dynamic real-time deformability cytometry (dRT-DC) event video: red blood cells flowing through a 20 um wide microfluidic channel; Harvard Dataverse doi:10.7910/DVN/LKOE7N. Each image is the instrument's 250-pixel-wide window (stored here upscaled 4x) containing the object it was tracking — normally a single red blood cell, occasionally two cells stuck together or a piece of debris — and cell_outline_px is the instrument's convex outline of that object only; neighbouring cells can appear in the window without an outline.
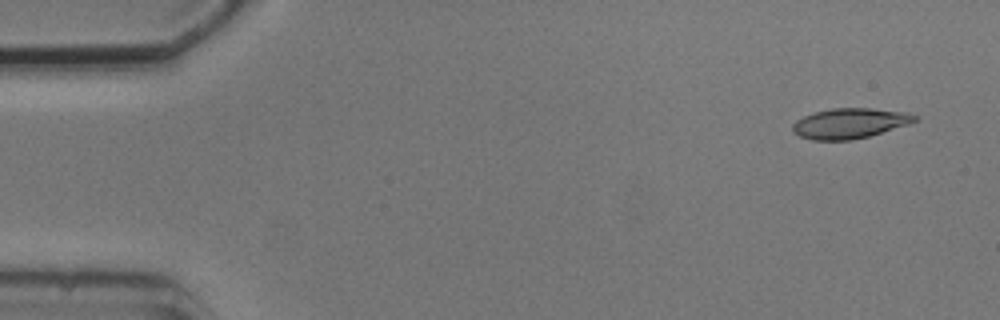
{"species": "common noctule bat (a hibernating species)", "species_latin": "Nyctalus noctula", "temperature_condition": "cold", "stored_images_in_passage": 5, "camera_frame_rate_fps": 3000, "um_per_image_px": 0.085, "animal": {"sex": "male", "body_mass_g": 20.5, "forearm_length_mm": 52.5}, "frame": {"image": 1, "passage_image": 1, "time_ms": 0.0, "image_size_px": [1000, 320], "cell_outline_px": [[916, 120], [908, 124], [868, 136], [852, 140], [812, 140], [800, 136], [792, 132], [792, 124], [796, 120], [804, 116], [816, 112], [832, 108], [872, 108], [908, 112], [916, 116]], "centroid_in_image_um": [72.2, 10.48], "position_along_channel_um": 12.8, "area_um2": 21.39}}
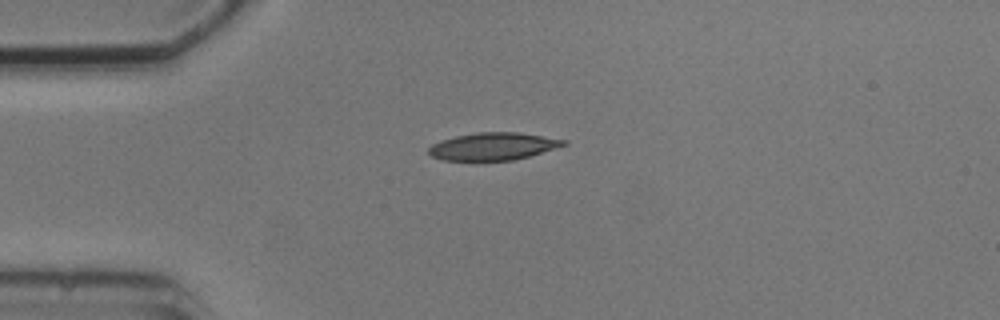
{"frame": {"image": 2, "passage_image": 4, "time_ms": 3.333, "image_size_px": [1000, 320], "cell_outline_px": [[568, 144], [528, 156], [512, 160], [444, 160], [432, 156], [428, 152], [428, 148], [432, 144], [456, 136], [476, 132], [520, 132], [568, 140]], "centroid_in_image_um": [41.94, 12.43], "position_along_channel_um": 43.1, "area_um2": 21.39}}